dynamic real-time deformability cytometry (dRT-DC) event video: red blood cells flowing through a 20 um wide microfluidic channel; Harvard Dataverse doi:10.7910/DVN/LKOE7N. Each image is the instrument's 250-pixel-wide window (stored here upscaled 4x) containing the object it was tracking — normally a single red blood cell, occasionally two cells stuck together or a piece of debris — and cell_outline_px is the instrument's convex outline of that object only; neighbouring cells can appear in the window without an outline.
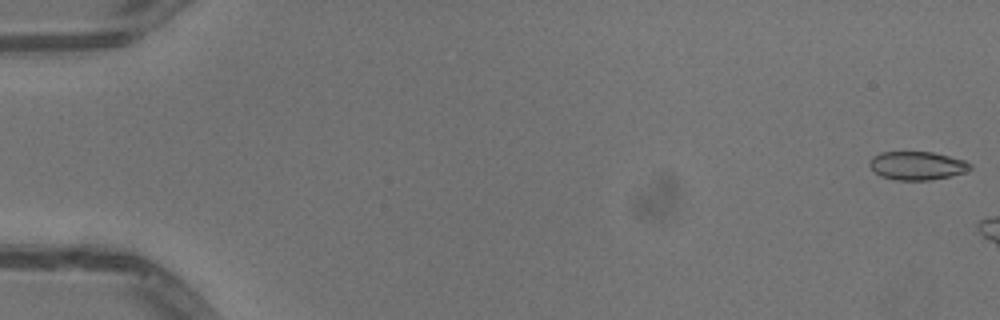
{"species": "common noctule bat (a hibernating species)", "species_latin": "Nyctalus noctula", "temperature_condition": "warm", "stored_images_in_passage": 6, "camera_frame_rate_fps": 3000, "um_per_image_px": 0.085, "animal": {"sex": "male", "body_mass_g": 13.3}, "frame": {"image": 1, "passage_image": 1, "time_ms": 0.0, "image_size_px": [1000, 320], "cell_outline_px": [[972, 168], [964, 172], [948, 176], [928, 180], [896, 180], [880, 176], [868, 164], [872, 156], [880, 152], [932, 152], [964, 160], [972, 164]], "centroid_in_image_um": [77.93, 14.07], "position_along_channel_um": 7.1, "area_um2": 16.53}}